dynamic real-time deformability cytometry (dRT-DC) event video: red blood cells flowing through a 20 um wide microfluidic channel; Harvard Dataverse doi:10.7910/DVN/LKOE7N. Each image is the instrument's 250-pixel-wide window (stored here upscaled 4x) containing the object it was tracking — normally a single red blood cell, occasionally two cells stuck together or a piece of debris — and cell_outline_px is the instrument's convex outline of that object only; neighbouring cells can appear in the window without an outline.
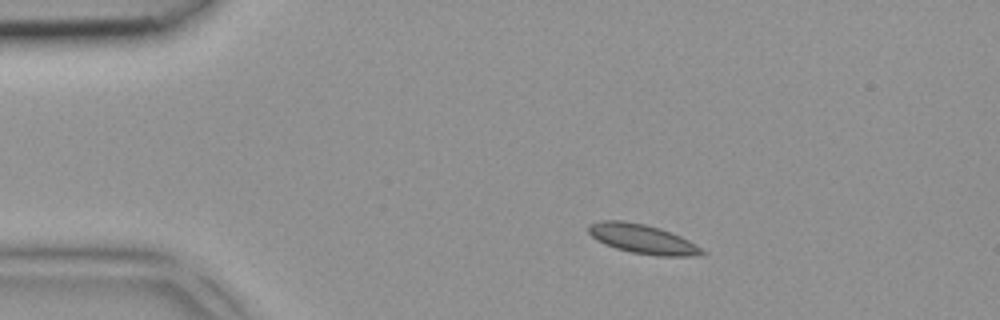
{"species": "common noctule bat (a hibernating species)", "species_latin": "Nyctalus noctula", "temperature_condition": "room temperature", "stored_images_in_passage": 3, "camera_frame_rate_fps": 3000, "um_per_image_px": 0.085, "animal": {"sex": "female", "body_mass_g": 18.4}, "frame": {"image": 1, "passage_image": 2, "time_ms": 0.333, "image_size_px": [1000, 320], "cell_outline_px": [[708, 252], [704, 256], [656, 256], [632, 252], [616, 248], [604, 244], [596, 240], [588, 232], [588, 224], [600, 220], [624, 220], [644, 224], [660, 228], [680, 236], [688, 240]], "centroid_in_image_um": [54.62, 20.31], "position_along_channel_um": 30.4, "area_um2": 19.59}}